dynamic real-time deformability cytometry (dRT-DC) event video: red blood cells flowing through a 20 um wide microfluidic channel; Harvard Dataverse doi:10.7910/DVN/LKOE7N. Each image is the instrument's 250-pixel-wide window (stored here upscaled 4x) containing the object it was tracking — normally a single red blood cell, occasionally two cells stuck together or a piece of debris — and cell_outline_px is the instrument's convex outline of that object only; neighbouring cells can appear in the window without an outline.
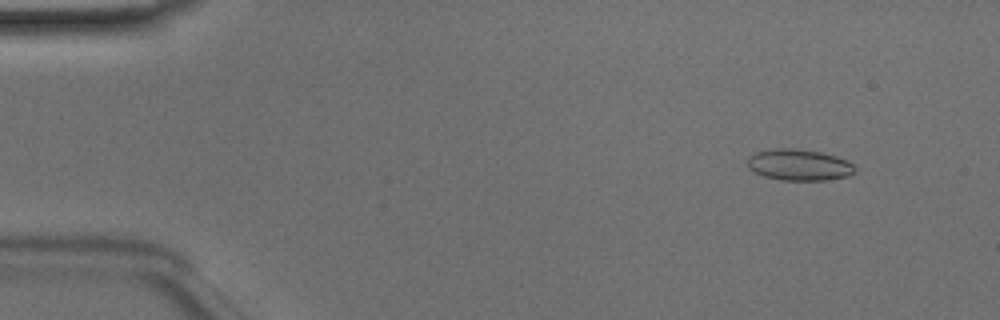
{"species": "Egyptian fruit bat (a non-hibernating species)", "species_latin": "Rousettus aegyptiacus", "temperature_condition": "room temperature", "stored_images_in_passage": 49, "camera_frame_rate_fps": 3000, "um_per_image_px": 0.085, "animal": {"sex": "male"}, "frame": {"image": 1, "passage_image": 5, "time_ms": 1.333, "image_size_px": [1000, 320], "cell_outline_px": [[856, 172], [848, 176], [824, 180], [780, 180], [764, 176], [748, 168], [748, 156], [756, 152], [772, 148], [792, 148], [820, 152], [836, 156], [848, 160], [856, 168]], "centroid_in_image_um": [67.93, 14.01], "position_along_channel_um": 17.1, "area_um2": 19.65}}
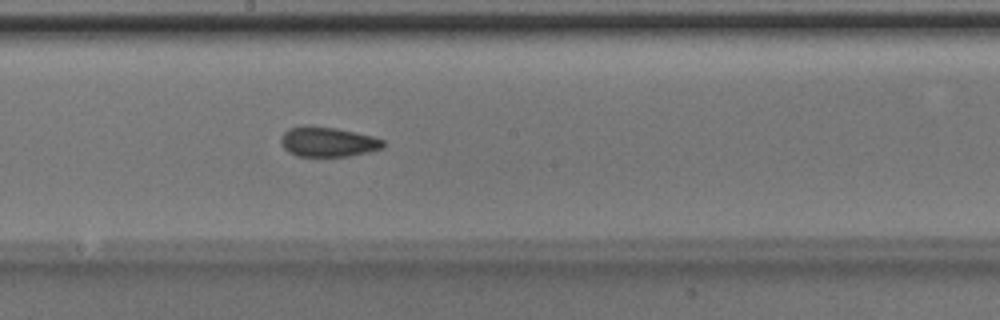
{"frame": {"image": 2, "passage_image": 27, "time_ms": 8.667, "image_size_px": [1000, 320], "cell_outline_px": [[384, 148], [348, 156], [296, 156], [288, 152], [284, 148], [280, 140], [280, 136], [288, 128], [304, 124], [336, 128], [372, 136], [384, 140]], "centroid_in_image_um": [27.82, 12.04], "position_along_channel_um": 220.4, "area_um2": 17.92}}
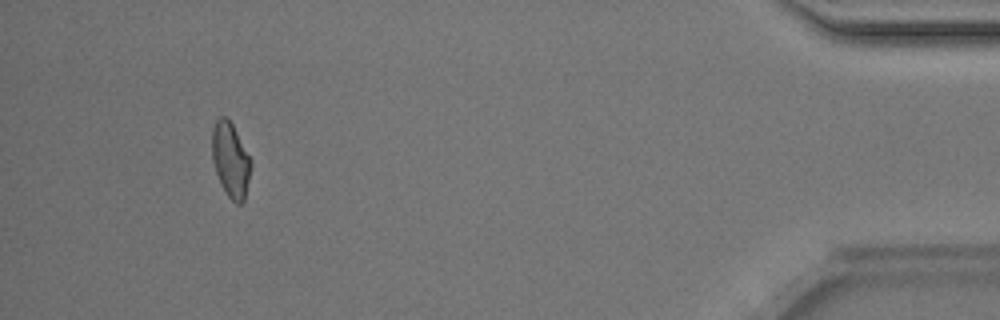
{"frame": {"image": 3, "passage_image": 46, "time_ms": 15.0, "image_size_px": [1000, 320], "cell_outline_px": [[252, 164], [244, 200], [240, 204], [236, 204], [228, 196], [220, 184], [212, 160], [212, 128], [216, 120], [220, 116], [224, 116], [232, 124], [252, 160]], "centroid_in_image_um": [19.59, 13.59], "position_along_channel_um": 415.6, "area_um2": 16.94}, "authors_computed_cell_mechanics": {"area_um2": 17.5712, "velocity_mm_per_s": 4.1323, "shape_relaxation_time_tau1_ms": 5.2749, "shape_relaxation_time_tau2_ms": 1.6048, "deformation_change_tau1": 0.144, "deformation_change_tau2": 0.088}}